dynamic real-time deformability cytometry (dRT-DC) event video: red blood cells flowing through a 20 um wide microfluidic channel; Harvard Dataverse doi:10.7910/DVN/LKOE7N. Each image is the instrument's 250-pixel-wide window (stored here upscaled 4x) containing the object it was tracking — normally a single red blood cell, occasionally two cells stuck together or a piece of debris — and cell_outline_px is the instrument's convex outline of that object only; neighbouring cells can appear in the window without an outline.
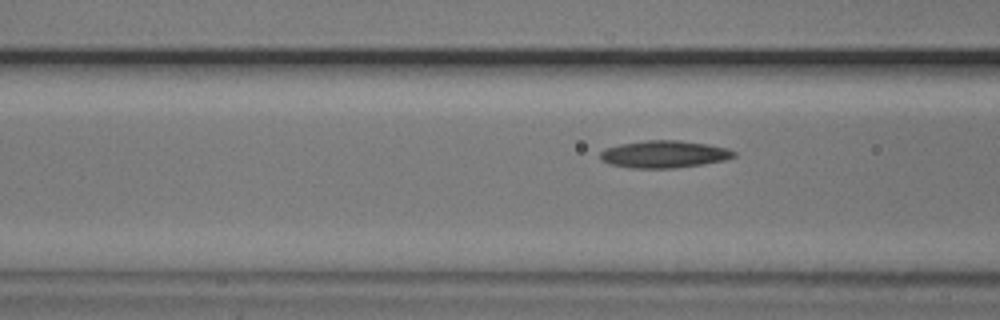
{"species": "common noctule bat (a hibernating species)", "species_latin": "Nyctalus noctula", "temperature_condition": "cold", "stored_images_in_passage": 4, "segment_of_instrument_passage": [2, 2], "camera_frame_rate_fps": 3000, "um_per_image_px": 0.085, "animal": {"sex": "male", "body_mass_g": 20.5, "forearm_length_mm": 52.5}, "frame": {"image": 1, "passage_image": 4, "time_ms": 1.0, "image_size_px": [1000, 320], "cell_outline_px": [[736, 156], [724, 160], [704, 164], [676, 168], [628, 168], [608, 164], [600, 160], [600, 152], [608, 148], [620, 144], [648, 140], [680, 140], [708, 144], [728, 148], [736, 152]], "centroid_in_image_um": [56.46, 13.11], "position_along_channel_um": 110.1, "area_um2": 21.39}}